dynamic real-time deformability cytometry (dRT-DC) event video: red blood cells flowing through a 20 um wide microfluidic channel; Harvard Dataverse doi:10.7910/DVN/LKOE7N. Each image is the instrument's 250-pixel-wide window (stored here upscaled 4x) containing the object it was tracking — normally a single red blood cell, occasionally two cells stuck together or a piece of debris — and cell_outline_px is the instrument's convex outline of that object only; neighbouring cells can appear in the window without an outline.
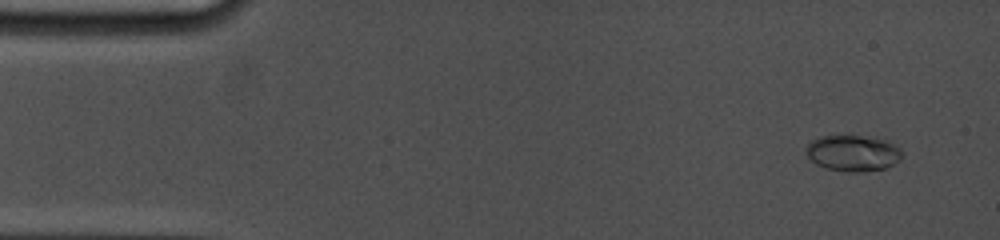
{"species": "common noctule bat (a hibernating species)", "species_latin": "Nyctalus noctula", "temperature_condition": "cold", "stored_images_in_passage": 39, "camera_frame_rate_fps": 5000, "um_per_image_px": 0.085, "animal": {"sex": "female", "body_mass_g": 19.0, "forearm_length_mm": 53.3}, "frame": {"image": 1, "passage_image": 3, "time_ms": 0.8, "image_size_px": [1000, 240], "cell_outline_px": [[904, 156], [900, 160], [884, 168], [864, 172], [848, 172], [824, 168], [816, 164], [804, 152], [804, 148], [812, 140], [820, 136], [860, 136], [888, 140], [900, 148]], "centroid_in_image_um": [72.49, 13.02], "position_along_channel_um": 12.5, "area_um2": 20.35}}
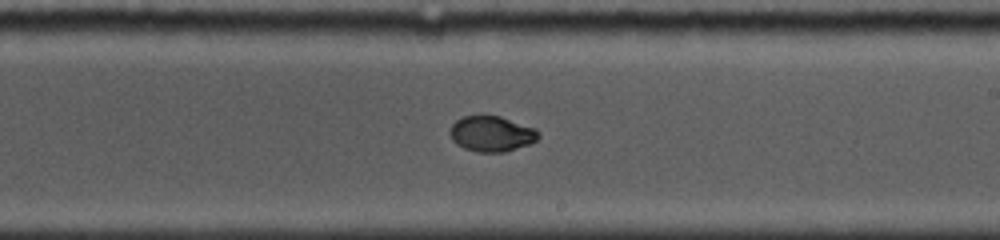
{"frame": {"image": 2, "passage_image": 24, "time_ms": 9.8, "image_size_px": [1000, 240], "cell_outline_px": [[540, 136], [536, 140], [528, 144], [504, 152], [476, 152], [464, 148], [456, 144], [452, 140], [448, 132], [452, 124], [456, 120], [464, 116], [480, 112], [484, 112], [500, 116], [536, 128], [540, 132]], "centroid_in_image_um": [41.74, 11.32], "position_along_channel_um": 247.3, "area_um2": 18.96}}
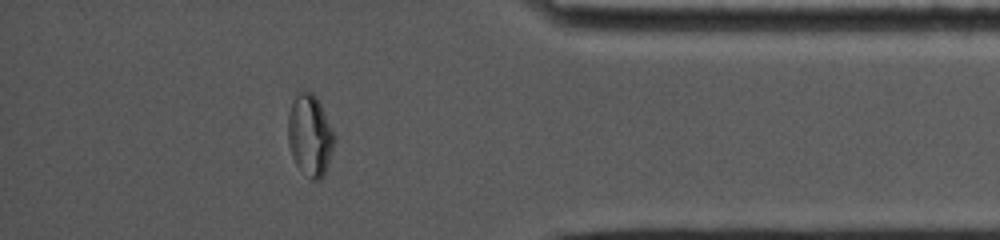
{"frame": {"image": 3, "passage_image": 35, "time_ms": 14.4, "image_size_px": [1000, 240], "cell_outline_px": [[336, 140], [324, 176], [320, 180], [312, 180], [296, 164], [292, 156], [288, 144], [288, 112], [296, 96], [300, 92], [312, 92], [316, 96], [336, 136]], "centroid_in_image_um": [26.36, 11.53], "position_along_channel_um": 408.8, "area_um2": 21.91}, "authors_computed_cell_mechanics": {"area_um2": 19.1318, "velocity_mm_per_s": 3.7997, "shape_relaxation_time_tau1_ms": 7.4697, "shape_relaxation_time_tau2_ms": 0.9814, "deformation_change_tau1": 0.2058, "deformation_change_tau2": 0.0262}}